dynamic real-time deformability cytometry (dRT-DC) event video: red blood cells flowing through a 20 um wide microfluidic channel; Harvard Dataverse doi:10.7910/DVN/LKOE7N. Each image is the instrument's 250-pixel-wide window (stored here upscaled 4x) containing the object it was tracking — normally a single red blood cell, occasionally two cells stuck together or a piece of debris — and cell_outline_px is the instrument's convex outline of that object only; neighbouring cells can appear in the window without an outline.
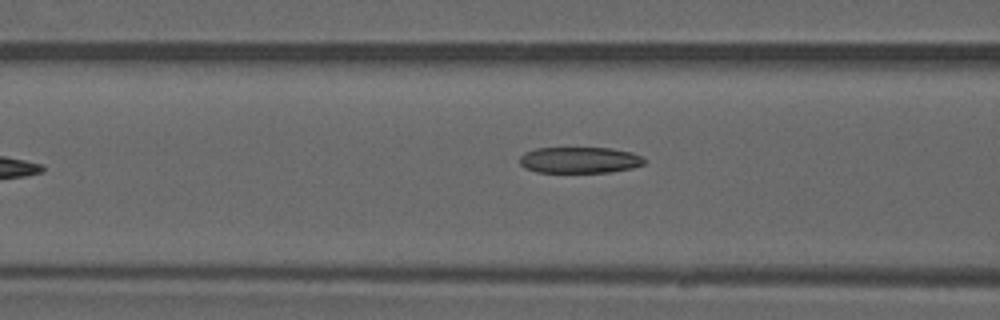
{"species": "common noctule bat (a hibernating species)", "species_latin": "Nyctalus noctula", "temperature_condition": "warm", "stored_images_in_passage": 7, "camera_frame_rate_fps": 3000, "um_per_image_px": 0.085, "animal": {"sex": "male", "forearm_length_mm": 52.5}, "frame": {"image": 1, "passage_image": 7, "time_ms": 6.667, "image_size_px": [1000, 320], "cell_outline_px": [[644, 164], [632, 168], [612, 172], [536, 172], [524, 168], [520, 164], [520, 156], [524, 152], [536, 148], [612, 148], [632, 152], [640, 156], [644, 160]], "centroid_in_image_um": [49.24, 13.6], "position_along_channel_um": 117.4, "area_um2": 19.07}}